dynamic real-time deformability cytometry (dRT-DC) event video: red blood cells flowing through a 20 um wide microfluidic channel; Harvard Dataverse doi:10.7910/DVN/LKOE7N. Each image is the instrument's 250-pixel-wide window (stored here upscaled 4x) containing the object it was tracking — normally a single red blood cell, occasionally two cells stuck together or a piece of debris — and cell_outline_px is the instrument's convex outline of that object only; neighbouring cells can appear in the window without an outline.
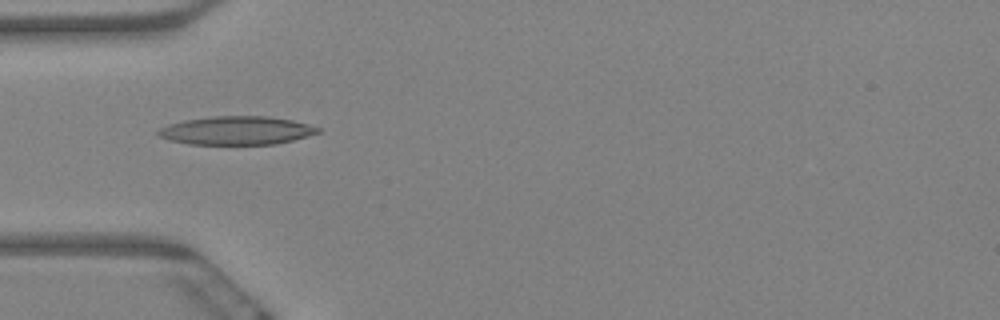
{"species": "Egyptian fruit bat (a non-hibernating species)", "species_latin": "Rousettus aegyptiacus", "temperature_condition": "warm", "stored_images_in_passage": 7, "camera_frame_rate_fps": 3000, "um_per_image_px": 0.085, "animal": {"sex": "female"}, "frame": {"image": 1, "passage_image": 5, "time_ms": 1.333, "image_size_px": [1000, 320], "cell_outline_px": [[320, 132], [292, 140], [276, 144], [188, 144], [168, 140], [156, 136], [156, 132], [160, 128], [168, 124], [184, 120], [216, 116], [268, 116], [292, 120], [308, 124], [320, 128]], "centroid_in_image_um": [20.06, 11.09], "position_along_channel_um": 64.9, "area_um2": 26.47}}
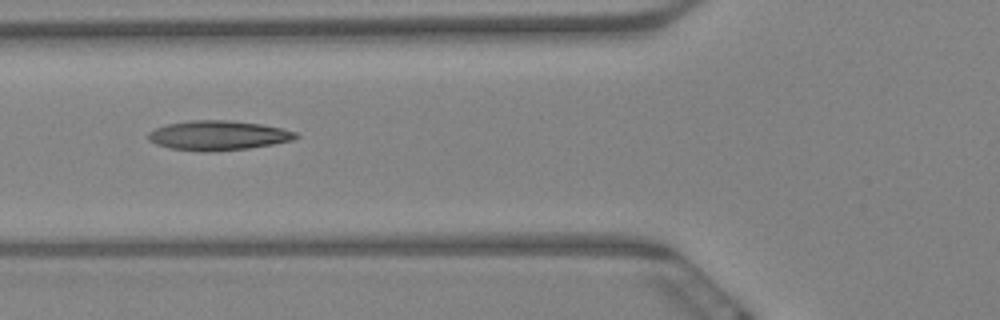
{"frame": {"image": 2, "passage_image": 6, "time_ms": 1.667, "image_size_px": [1000, 320], "cell_outline_px": [[300, 136], [292, 140], [272, 144], [248, 148], [212, 152], [200, 152], [168, 148], [156, 144], [148, 140], [148, 132], [156, 128], [168, 124], [188, 120], [228, 120], [260, 124], [280, 128], [296, 132]], "centroid_in_image_um": [18.5, 11.52], "position_along_channel_um": 107.3, "area_um2": 25.49}}
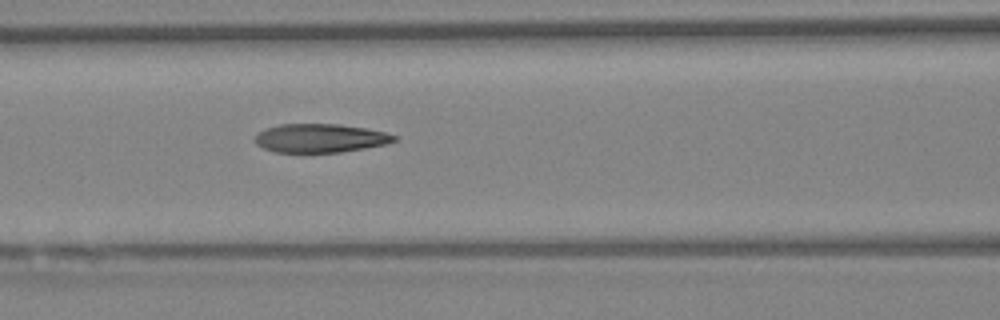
{"frame": {"image": 3, "passage_image": 7, "time_ms": 2.0, "image_size_px": [1000, 320], "cell_outline_px": [[396, 140], [384, 144], [364, 148], [340, 152], [276, 152], [264, 148], [256, 144], [252, 140], [264, 128], [280, 124], [340, 124], [368, 128], [384, 132], [396, 136]], "centroid_in_image_um": [27.18, 11.73], "position_along_channel_um": 139.4, "area_um2": 23.18}}